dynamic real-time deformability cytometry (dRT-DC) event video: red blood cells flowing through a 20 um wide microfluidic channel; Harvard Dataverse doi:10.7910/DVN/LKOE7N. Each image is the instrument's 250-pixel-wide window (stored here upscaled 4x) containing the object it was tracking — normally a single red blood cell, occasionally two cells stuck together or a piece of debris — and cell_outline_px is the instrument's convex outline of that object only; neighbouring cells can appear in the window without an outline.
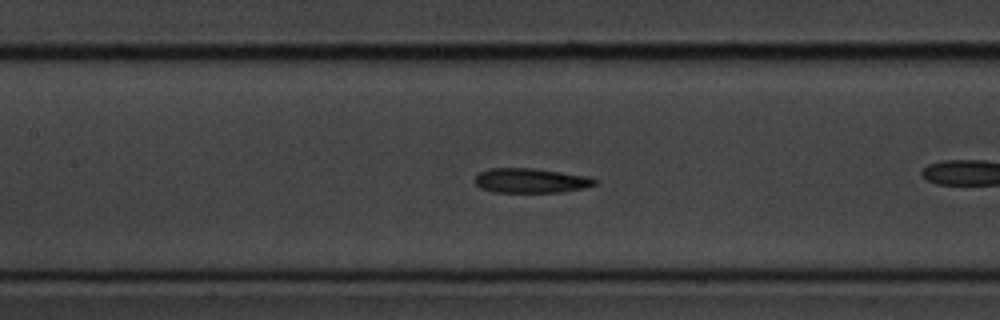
{"species": "common noctule bat (a hibernating species)", "species_latin": "Nyctalus noctula", "temperature_condition": "cold", "stored_images_in_passage": 40, "camera_frame_rate_fps": 3000, "um_per_image_px": 0.085, "animal": {"sex": "male", "body_mass_g": 20.1, "forearm_length_mm": 53.5}, "frame": {"image": 1, "passage_image": 9, "time_ms": 2.667, "image_size_px": [1000, 320], "cell_outline_px": [[596, 184], [584, 188], [560, 192], [492, 192], [480, 188], [476, 184], [476, 176], [480, 172], [488, 168], [532, 168], [588, 176], [596, 180]], "centroid_in_image_um": [45.1, 15.35], "position_along_channel_um": 162.3, "area_um2": 17.11}}
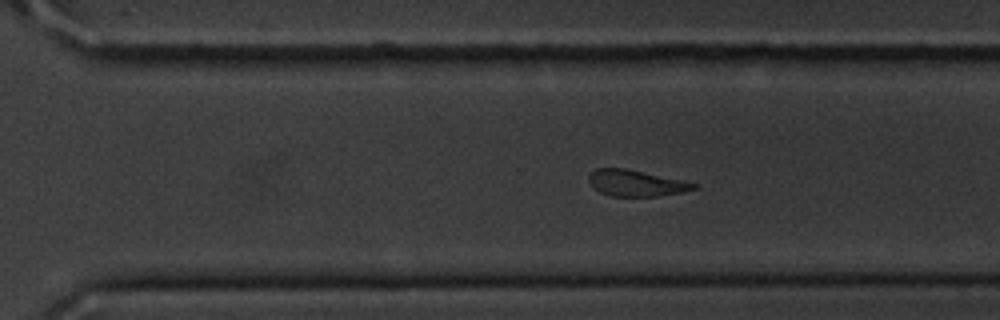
{"frame": {"image": 2, "passage_image": 22, "time_ms": 7.0, "image_size_px": [1000, 320], "cell_outline_px": [[700, 188], [680, 192], [656, 196], [612, 196], [600, 192], [592, 188], [588, 180], [588, 176], [596, 168], [624, 168], [700, 184]], "centroid_in_image_um": [54.05, 15.57], "position_along_channel_um": 316.6, "area_um2": 15.95}}
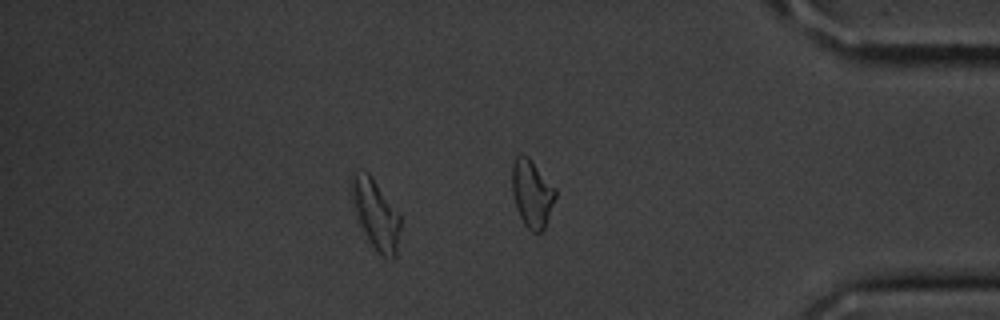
{"frame": {"image": 3, "passage_image": 33, "time_ms": 10.667, "image_size_px": [1000, 320], "cell_outline_px": [[400, 228], [396, 260], [392, 260], [376, 252], [368, 240], [356, 212], [352, 192], [352, 180], [356, 172], [368, 172], [372, 176], [400, 216]], "centroid_in_image_um": [31.99, 18.29], "position_along_channel_um": 403.2, "area_um2": 19.13}, "authors_computed_cell_mechanics": {"area_um2": 17.5712, "velocity_mm_per_s": 3.5708, "shape_relaxation_time_tau1_ms": 5.032, "shape_relaxation_time_tau2_ms": 2.6938, "deformation_change_tau1": 0.1209, "deformation_change_tau2": 0.0966}}